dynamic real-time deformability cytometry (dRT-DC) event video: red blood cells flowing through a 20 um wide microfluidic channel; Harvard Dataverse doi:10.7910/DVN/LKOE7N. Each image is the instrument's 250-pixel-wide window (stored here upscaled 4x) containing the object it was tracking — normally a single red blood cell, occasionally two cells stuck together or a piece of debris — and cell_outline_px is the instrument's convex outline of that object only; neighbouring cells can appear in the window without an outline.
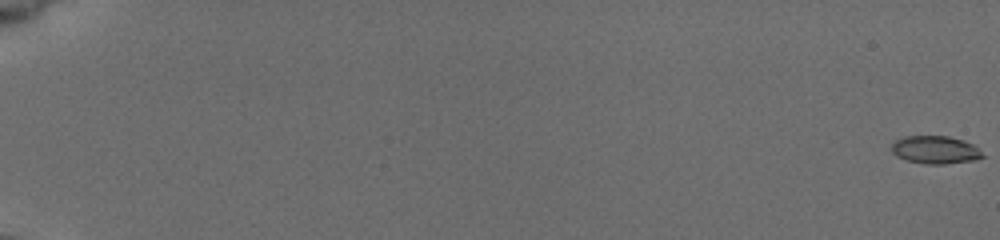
{"species": "common noctule bat (a hibernating species)", "species_latin": "Nyctalus noctula", "temperature_condition": "cold", "stored_images_in_passage": 57, "camera_frame_rate_fps": 3000, "um_per_image_px": 0.085, "animal": {"sex": "female", "body_mass_g": 19.5, "forearm_length_mm": 54.1}, "frame": {"image": 1, "passage_image": 1, "time_ms": 0.0, "image_size_px": [1000, 240], "cell_outline_px": [[984, 156], [976, 160], [944, 164], [924, 164], [908, 160], [896, 156], [892, 152], [892, 144], [896, 140], [904, 136], [948, 136], [972, 144]], "centroid_in_image_um": [79.47, 12.74], "position_along_channel_um": 5.5, "area_um2": 14.57}}
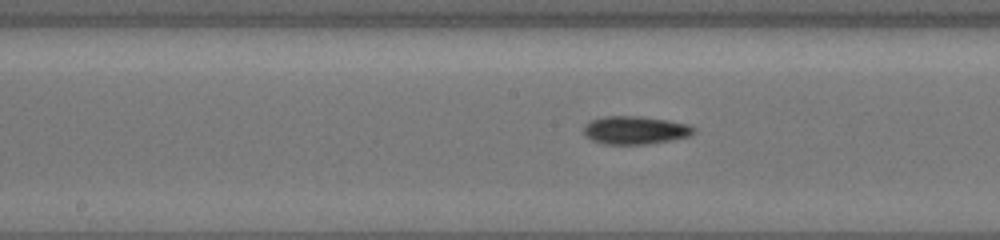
{"frame": {"image": 2, "passage_image": 33, "time_ms": 10.667, "image_size_px": [1000, 240], "cell_outline_px": [[696, 132], [688, 136], [672, 140], [648, 144], [604, 144], [592, 140], [584, 136], [584, 128], [592, 120], [604, 116], [640, 116], [668, 120], [688, 124], [696, 128]], "centroid_in_image_um": [54.02, 11.07], "position_along_channel_um": 194.2, "area_um2": 18.03}}
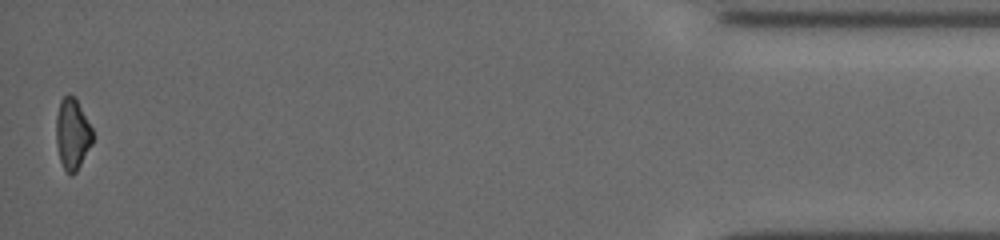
{"frame": {"image": 3, "passage_image": 57, "time_ms": 18.667, "image_size_px": [1000, 240], "cell_outline_px": [[92, 144], [76, 172], [72, 176], [68, 176], [60, 160], [56, 144], [56, 116], [60, 100], [68, 92], [76, 96], [92, 128]], "centroid_in_image_um": [6.14, 11.35], "position_along_channel_um": 429.1, "area_um2": 15.43}, "authors_computed_cell_mechanics": {"area_um2": 16.1262, "velocity_mm_per_s": 3.8523, "shape_relaxation_time_tau1_ms": 2.5444, "shape_relaxation_time_tau2_ms": null, "deformation_change_tau1": 0.0955, "deformation_change_tau2": null}}